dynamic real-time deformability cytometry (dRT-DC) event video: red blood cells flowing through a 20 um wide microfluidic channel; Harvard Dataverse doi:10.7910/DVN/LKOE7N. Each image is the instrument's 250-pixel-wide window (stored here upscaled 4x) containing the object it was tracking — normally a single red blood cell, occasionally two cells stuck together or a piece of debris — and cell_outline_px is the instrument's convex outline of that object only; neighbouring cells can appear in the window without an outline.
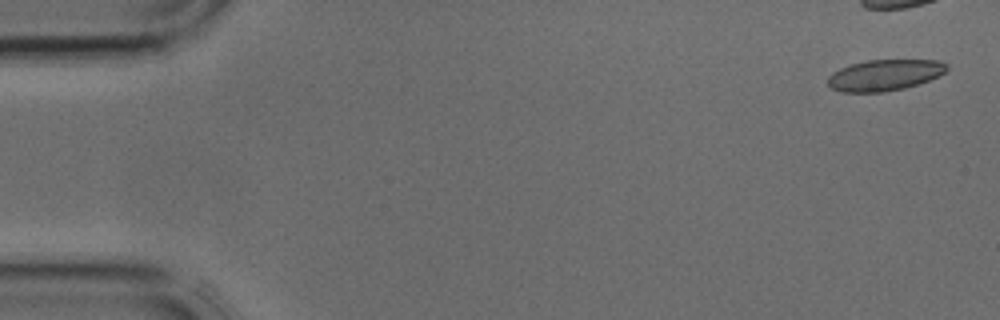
{"species": "common noctule bat (a hibernating species)", "species_latin": "Nyctalus noctula", "temperature_condition": "cold", "stored_images_in_passage": 3, "camera_frame_rate_fps": 3000, "um_per_image_px": 0.085, "animal": {"sex": "male", "body_mass_g": 17.9, "forearm_length_mm": 54.2}, "frame": {"image": 1, "passage_image": 1, "time_ms": 0.0, "image_size_px": [1000, 320], "cell_outline_px": [[948, 68], [940, 76], [904, 88], [884, 92], [840, 92], [832, 88], [828, 84], [828, 76], [832, 72], [840, 68], [852, 64], [868, 60], [936, 60], [948, 64]], "centroid_in_image_um": [75.18, 6.38], "position_along_channel_um": 9.8, "area_um2": 21.5}}